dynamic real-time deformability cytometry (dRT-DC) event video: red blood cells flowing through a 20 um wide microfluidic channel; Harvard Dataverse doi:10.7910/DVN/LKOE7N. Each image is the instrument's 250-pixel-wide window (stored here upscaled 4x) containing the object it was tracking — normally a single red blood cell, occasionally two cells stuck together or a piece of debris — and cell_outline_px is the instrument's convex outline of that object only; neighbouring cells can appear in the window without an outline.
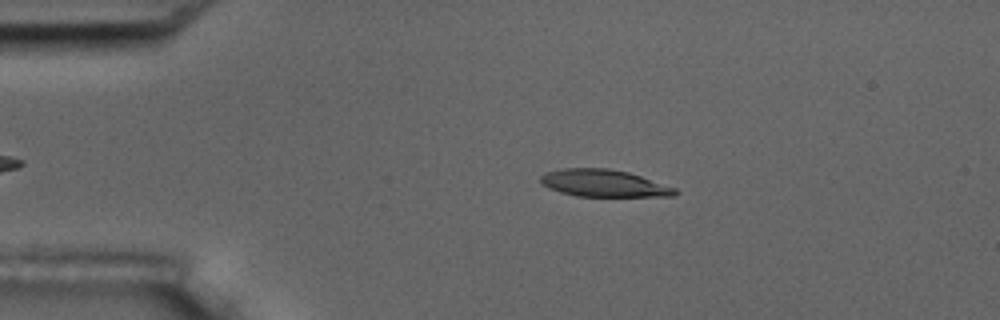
{"species": "common noctule bat (a hibernating species)", "species_latin": "Nyctalus noctula", "temperature_condition": "room temperature", "stored_images_in_passage": 4, "camera_frame_rate_fps": 3000, "um_per_image_px": 0.085, "animal": {"sex": "male", "body_mass_g": 17.5, "forearm_length_mm": 52.3}, "frame": {"image": 1, "passage_image": 2, "time_ms": 0.333, "image_size_px": [1000, 320], "cell_outline_px": [[680, 192], [676, 196], [576, 196], [560, 192], [548, 188], [540, 184], [540, 176], [544, 172], [564, 168], [608, 168], [628, 172], [676, 188]], "centroid_in_image_um": [51.29, 15.57], "position_along_channel_um": 33.7, "area_um2": 21.39}}
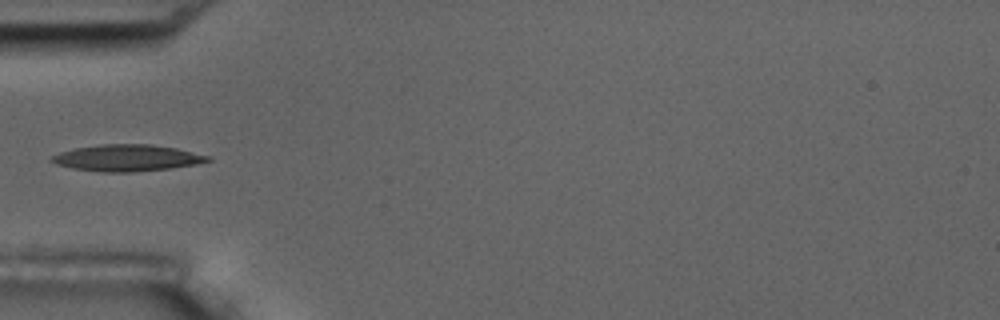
{"frame": {"image": 2, "passage_image": 4, "time_ms": 1.0, "image_size_px": [1000, 320], "cell_outline_px": [[212, 160], [196, 164], [172, 168], [132, 172], [104, 172], [72, 168], [56, 164], [48, 160], [52, 156], [60, 152], [76, 148], [100, 144], [148, 144], [176, 148], [208, 156]], "centroid_in_image_um": [10.77, 13.42], "position_along_channel_um": 74.2, "area_um2": 23.99}}